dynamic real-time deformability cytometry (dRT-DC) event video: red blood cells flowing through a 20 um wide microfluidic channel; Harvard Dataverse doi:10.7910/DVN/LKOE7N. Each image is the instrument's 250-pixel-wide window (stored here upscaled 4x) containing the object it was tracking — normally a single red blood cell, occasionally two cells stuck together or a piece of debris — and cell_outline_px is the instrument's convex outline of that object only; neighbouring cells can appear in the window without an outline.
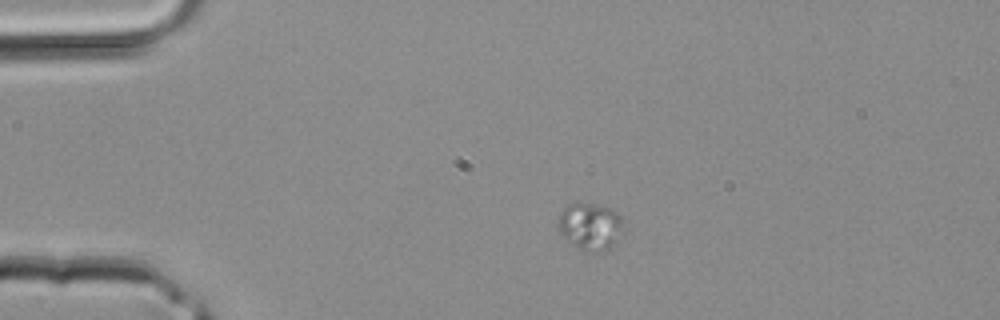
{"species": "common noctule bat (a hibernating species)", "species_latin": "Nyctalus noctula", "temperature_condition": "room temperature", "stored_images_in_passage": 2, "camera_frame_rate_fps": 3000, "um_per_image_px": 0.085, "animal": {"sex": "male", "body_mass_g": 20.4}, "frame": {"image": 1, "passage_image": 1, "time_ms": 0.0, "image_size_px": [1000, 320], "cell_outline_px": [[624, 224], [616, 244], [604, 252], [588, 252], [572, 244], [560, 232], [556, 220], [560, 212], [568, 204], [576, 200], [580, 200], [612, 208], [620, 216]], "centroid_in_image_um": [50.16, 19.2], "position_along_channel_um": 34.8, "area_um2": 18.5}}
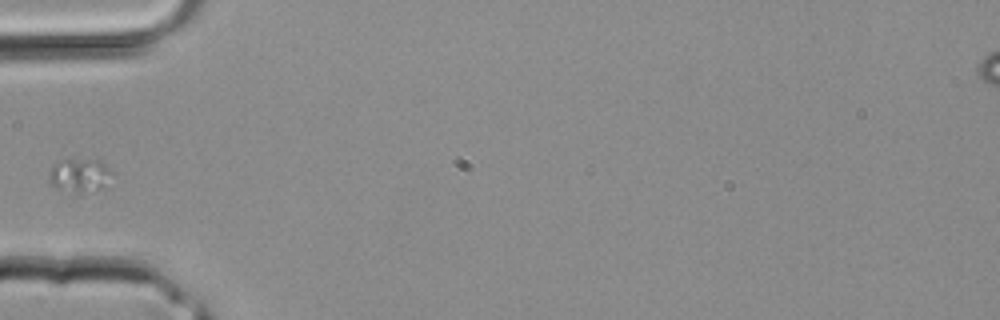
{"frame": {"image": 2, "passage_image": 2, "time_ms": 0.333, "image_size_px": [1000, 320], "cell_outline_px": [[116, 176], [104, 188], [80, 196], [76, 196], [60, 192], [48, 180], [48, 172], [52, 164], [64, 160], [100, 160]], "centroid_in_image_um": [6.78, 15.0], "position_along_channel_um": 78.2, "area_um2": 13.35}}